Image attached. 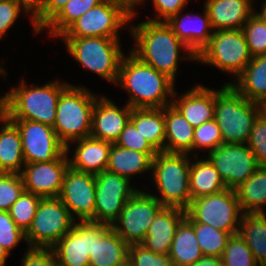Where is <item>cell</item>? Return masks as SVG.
Returning <instances> with one entry per match:
<instances>
[{"instance_id": "cell-52", "label": "cell", "mask_w": 266, "mask_h": 266, "mask_svg": "<svg viewBox=\"0 0 266 266\" xmlns=\"http://www.w3.org/2000/svg\"><path fill=\"white\" fill-rule=\"evenodd\" d=\"M6 74L4 69L0 72V75L6 76ZM6 119H8V92L0 97V122Z\"/></svg>"}, {"instance_id": "cell-34", "label": "cell", "mask_w": 266, "mask_h": 266, "mask_svg": "<svg viewBox=\"0 0 266 266\" xmlns=\"http://www.w3.org/2000/svg\"><path fill=\"white\" fill-rule=\"evenodd\" d=\"M243 213H265L266 167H259L245 182L235 188Z\"/></svg>"}, {"instance_id": "cell-17", "label": "cell", "mask_w": 266, "mask_h": 266, "mask_svg": "<svg viewBox=\"0 0 266 266\" xmlns=\"http://www.w3.org/2000/svg\"><path fill=\"white\" fill-rule=\"evenodd\" d=\"M105 225L90 221L75 222L72 229L52 247L57 266H89L93 237Z\"/></svg>"}, {"instance_id": "cell-57", "label": "cell", "mask_w": 266, "mask_h": 266, "mask_svg": "<svg viewBox=\"0 0 266 266\" xmlns=\"http://www.w3.org/2000/svg\"><path fill=\"white\" fill-rule=\"evenodd\" d=\"M1 63V62H0ZM4 68H2V66L0 65V72L3 70Z\"/></svg>"}, {"instance_id": "cell-56", "label": "cell", "mask_w": 266, "mask_h": 266, "mask_svg": "<svg viewBox=\"0 0 266 266\" xmlns=\"http://www.w3.org/2000/svg\"><path fill=\"white\" fill-rule=\"evenodd\" d=\"M116 266H133L132 261L127 257L124 261H122L120 264Z\"/></svg>"}, {"instance_id": "cell-1", "label": "cell", "mask_w": 266, "mask_h": 266, "mask_svg": "<svg viewBox=\"0 0 266 266\" xmlns=\"http://www.w3.org/2000/svg\"><path fill=\"white\" fill-rule=\"evenodd\" d=\"M129 27L137 46L133 47L131 52L145 64L166 74L174 82L179 57H183L179 56L181 47L189 52L188 55L185 54L184 59L196 61V55L173 33L166 22L147 20Z\"/></svg>"}, {"instance_id": "cell-20", "label": "cell", "mask_w": 266, "mask_h": 266, "mask_svg": "<svg viewBox=\"0 0 266 266\" xmlns=\"http://www.w3.org/2000/svg\"><path fill=\"white\" fill-rule=\"evenodd\" d=\"M185 217L186 210L164 206L155 216L141 244L156 254L168 255L176 229Z\"/></svg>"}, {"instance_id": "cell-10", "label": "cell", "mask_w": 266, "mask_h": 266, "mask_svg": "<svg viewBox=\"0 0 266 266\" xmlns=\"http://www.w3.org/2000/svg\"><path fill=\"white\" fill-rule=\"evenodd\" d=\"M75 222L58 197L41 198L25 241L29 248H52Z\"/></svg>"}, {"instance_id": "cell-43", "label": "cell", "mask_w": 266, "mask_h": 266, "mask_svg": "<svg viewBox=\"0 0 266 266\" xmlns=\"http://www.w3.org/2000/svg\"><path fill=\"white\" fill-rule=\"evenodd\" d=\"M128 257L133 266H173L168 255L156 254L142 244L130 245Z\"/></svg>"}, {"instance_id": "cell-45", "label": "cell", "mask_w": 266, "mask_h": 266, "mask_svg": "<svg viewBox=\"0 0 266 266\" xmlns=\"http://www.w3.org/2000/svg\"><path fill=\"white\" fill-rule=\"evenodd\" d=\"M21 10H24V12L31 16L33 31L39 33L33 23L32 13L21 2L16 0H0V39L13 26Z\"/></svg>"}, {"instance_id": "cell-30", "label": "cell", "mask_w": 266, "mask_h": 266, "mask_svg": "<svg viewBox=\"0 0 266 266\" xmlns=\"http://www.w3.org/2000/svg\"><path fill=\"white\" fill-rule=\"evenodd\" d=\"M130 121L157 151H164V108H132Z\"/></svg>"}, {"instance_id": "cell-3", "label": "cell", "mask_w": 266, "mask_h": 266, "mask_svg": "<svg viewBox=\"0 0 266 266\" xmlns=\"http://www.w3.org/2000/svg\"><path fill=\"white\" fill-rule=\"evenodd\" d=\"M265 106L246 99L230 84L215 90V114L225 144H246Z\"/></svg>"}, {"instance_id": "cell-44", "label": "cell", "mask_w": 266, "mask_h": 266, "mask_svg": "<svg viewBox=\"0 0 266 266\" xmlns=\"http://www.w3.org/2000/svg\"><path fill=\"white\" fill-rule=\"evenodd\" d=\"M24 239L25 233L15 224L9 211H0V244L9 254ZM11 250V251H10Z\"/></svg>"}, {"instance_id": "cell-27", "label": "cell", "mask_w": 266, "mask_h": 266, "mask_svg": "<svg viewBox=\"0 0 266 266\" xmlns=\"http://www.w3.org/2000/svg\"><path fill=\"white\" fill-rule=\"evenodd\" d=\"M158 152H139L112 144L106 170L131 180L132 175L152 169V159Z\"/></svg>"}, {"instance_id": "cell-33", "label": "cell", "mask_w": 266, "mask_h": 266, "mask_svg": "<svg viewBox=\"0 0 266 266\" xmlns=\"http://www.w3.org/2000/svg\"><path fill=\"white\" fill-rule=\"evenodd\" d=\"M239 235L259 265H266V213H243Z\"/></svg>"}, {"instance_id": "cell-13", "label": "cell", "mask_w": 266, "mask_h": 266, "mask_svg": "<svg viewBox=\"0 0 266 266\" xmlns=\"http://www.w3.org/2000/svg\"><path fill=\"white\" fill-rule=\"evenodd\" d=\"M125 177L107 170L95 174V211L90 222L112 225L126 202L138 191Z\"/></svg>"}, {"instance_id": "cell-48", "label": "cell", "mask_w": 266, "mask_h": 266, "mask_svg": "<svg viewBox=\"0 0 266 266\" xmlns=\"http://www.w3.org/2000/svg\"><path fill=\"white\" fill-rule=\"evenodd\" d=\"M21 266H57L52 248H28Z\"/></svg>"}, {"instance_id": "cell-22", "label": "cell", "mask_w": 266, "mask_h": 266, "mask_svg": "<svg viewBox=\"0 0 266 266\" xmlns=\"http://www.w3.org/2000/svg\"><path fill=\"white\" fill-rule=\"evenodd\" d=\"M191 90L176 96L175 91L172 105L185 117V119L195 128L214 119L215 114V90L202 85H195Z\"/></svg>"}, {"instance_id": "cell-7", "label": "cell", "mask_w": 266, "mask_h": 266, "mask_svg": "<svg viewBox=\"0 0 266 266\" xmlns=\"http://www.w3.org/2000/svg\"><path fill=\"white\" fill-rule=\"evenodd\" d=\"M120 38H62L66 49L85 71H92L116 84L122 57Z\"/></svg>"}, {"instance_id": "cell-36", "label": "cell", "mask_w": 266, "mask_h": 266, "mask_svg": "<svg viewBox=\"0 0 266 266\" xmlns=\"http://www.w3.org/2000/svg\"><path fill=\"white\" fill-rule=\"evenodd\" d=\"M195 228L198 244L204 256L220 257L231 234L204 223H191Z\"/></svg>"}, {"instance_id": "cell-16", "label": "cell", "mask_w": 266, "mask_h": 266, "mask_svg": "<svg viewBox=\"0 0 266 266\" xmlns=\"http://www.w3.org/2000/svg\"><path fill=\"white\" fill-rule=\"evenodd\" d=\"M95 174L67 168L59 195L71 216H78L80 222L91 221L95 211ZM75 215H74V214Z\"/></svg>"}, {"instance_id": "cell-12", "label": "cell", "mask_w": 266, "mask_h": 266, "mask_svg": "<svg viewBox=\"0 0 266 266\" xmlns=\"http://www.w3.org/2000/svg\"><path fill=\"white\" fill-rule=\"evenodd\" d=\"M164 206L152 194L138 190L124 205L112 229L130 246L141 244Z\"/></svg>"}, {"instance_id": "cell-55", "label": "cell", "mask_w": 266, "mask_h": 266, "mask_svg": "<svg viewBox=\"0 0 266 266\" xmlns=\"http://www.w3.org/2000/svg\"><path fill=\"white\" fill-rule=\"evenodd\" d=\"M255 14L258 15L266 23V1L262 5L261 11L257 13L255 10Z\"/></svg>"}, {"instance_id": "cell-21", "label": "cell", "mask_w": 266, "mask_h": 266, "mask_svg": "<svg viewBox=\"0 0 266 266\" xmlns=\"http://www.w3.org/2000/svg\"><path fill=\"white\" fill-rule=\"evenodd\" d=\"M181 13L182 11L173 15L166 23L173 33L197 56L213 35L209 14L205 6L203 17L185 14L181 18Z\"/></svg>"}, {"instance_id": "cell-51", "label": "cell", "mask_w": 266, "mask_h": 266, "mask_svg": "<svg viewBox=\"0 0 266 266\" xmlns=\"http://www.w3.org/2000/svg\"><path fill=\"white\" fill-rule=\"evenodd\" d=\"M189 266H223V263L220 257L203 255L194 264Z\"/></svg>"}, {"instance_id": "cell-38", "label": "cell", "mask_w": 266, "mask_h": 266, "mask_svg": "<svg viewBox=\"0 0 266 266\" xmlns=\"http://www.w3.org/2000/svg\"><path fill=\"white\" fill-rule=\"evenodd\" d=\"M223 266H257L253 253L238 234L231 235L221 256Z\"/></svg>"}, {"instance_id": "cell-53", "label": "cell", "mask_w": 266, "mask_h": 266, "mask_svg": "<svg viewBox=\"0 0 266 266\" xmlns=\"http://www.w3.org/2000/svg\"><path fill=\"white\" fill-rule=\"evenodd\" d=\"M21 2L33 14L39 7L42 0H16Z\"/></svg>"}, {"instance_id": "cell-37", "label": "cell", "mask_w": 266, "mask_h": 266, "mask_svg": "<svg viewBox=\"0 0 266 266\" xmlns=\"http://www.w3.org/2000/svg\"><path fill=\"white\" fill-rule=\"evenodd\" d=\"M40 200L41 197L24 190L9 209L11 218L24 233L32 224Z\"/></svg>"}, {"instance_id": "cell-4", "label": "cell", "mask_w": 266, "mask_h": 266, "mask_svg": "<svg viewBox=\"0 0 266 266\" xmlns=\"http://www.w3.org/2000/svg\"><path fill=\"white\" fill-rule=\"evenodd\" d=\"M96 99L86 88L71 84L60 94L53 128L67 154L71 142L90 136Z\"/></svg>"}, {"instance_id": "cell-47", "label": "cell", "mask_w": 266, "mask_h": 266, "mask_svg": "<svg viewBox=\"0 0 266 266\" xmlns=\"http://www.w3.org/2000/svg\"><path fill=\"white\" fill-rule=\"evenodd\" d=\"M69 0H42L37 10L32 14L36 29L43 28L62 10Z\"/></svg>"}, {"instance_id": "cell-54", "label": "cell", "mask_w": 266, "mask_h": 266, "mask_svg": "<svg viewBox=\"0 0 266 266\" xmlns=\"http://www.w3.org/2000/svg\"><path fill=\"white\" fill-rule=\"evenodd\" d=\"M9 256V252L0 244V266H5L6 259Z\"/></svg>"}, {"instance_id": "cell-46", "label": "cell", "mask_w": 266, "mask_h": 266, "mask_svg": "<svg viewBox=\"0 0 266 266\" xmlns=\"http://www.w3.org/2000/svg\"><path fill=\"white\" fill-rule=\"evenodd\" d=\"M114 144L118 145L119 147H124L139 152H157L142 136V134L137 130L131 121H129L126 127L121 131Z\"/></svg>"}, {"instance_id": "cell-32", "label": "cell", "mask_w": 266, "mask_h": 266, "mask_svg": "<svg viewBox=\"0 0 266 266\" xmlns=\"http://www.w3.org/2000/svg\"><path fill=\"white\" fill-rule=\"evenodd\" d=\"M190 165L189 190L192 200L201 196L219 193L227 187L214 165L206 159H198Z\"/></svg>"}, {"instance_id": "cell-42", "label": "cell", "mask_w": 266, "mask_h": 266, "mask_svg": "<svg viewBox=\"0 0 266 266\" xmlns=\"http://www.w3.org/2000/svg\"><path fill=\"white\" fill-rule=\"evenodd\" d=\"M261 167H266V110L256 119L246 143Z\"/></svg>"}, {"instance_id": "cell-41", "label": "cell", "mask_w": 266, "mask_h": 266, "mask_svg": "<svg viewBox=\"0 0 266 266\" xmlns=\"http://www.w3.org/2000/svg\"><path fill=\"white\" fill-rule=\"evenodd\" d=\"M223 144V137L221 130L215 121L212 119L206 121L194 129V139H193V151L195 149L205 148L210 152L216 147Z\"/></svg>"}, {"instance_id": "cell-25", "label": "cell", "mask_w": 266, "mask_h": 266, "mask_svg": "<svg viewBox=\"0 0 266 266\" xmlns=\"http://www.w3.org/2000/svg\"><path fill=\"white\" fill-rule=\"evenodd\" d=\"M129 245L106 224L94 237L89 266H116L128 257Z\"/></svg>"}, {"instance_id": "cell-11", "label": "cell", "mask_w": 266, "mask_h": 266, "mask_svg": "<svg viewBox=\"0 0 266 266\" xmlns=\"http://www.w3.org/2000/svg\"><path fill=\"white\" fill-rule=\"evenodd\" d=\"M132 19L121 6L103 0L74 21L59 38H118L119 29Z\"/></svg>"}, {"instance_id": "cell-6", "label": "cell", "mask_w": 266, "mask_h": 266, "mask_svg": "<svg viewBox=\"0 0 266 266\" xmlns=\"http://www.w3.org/2000/svg\"><path fill=\"white\" fill-rule=\"evenodd\" d=\"M190 159L187 153L158 152L152 159V175L159 191L153 195L167 207L186 210L192 201L189 190Z\"/></svg>"}, {"instance_id": "cell-49", "label": "cell", "mask_w": 266, "mask_h": 266, "mask_svg": "<svg viewBox=\"0 0 266 266\" xmlns=\"http://www.w3.org/2000/svg\"><path fill=\"white\" fill-rule=\"evenodd\" d=\"M188 0H153L154 9L157 11L156 19H148L153 22H166L170 17L178 14L185 8Z\"/></svg>"}, {"instance_id": "cell-14", "label": "cell", "mask_w": 266, "mask_h": 266, "mask_svg": "<svg viewBox=\"0 0 266 266\" xmlns=\"http://www.w3.org/2000/svg\"><path fill=\"white\" fill-rule=\"evenodd\" d=\"M207 159L219 172L227 188L235 189L260 167L247 144H225L208 152Z\"/></svg>"}, {"instance_id": "cell-28", "label": "cell", "mask_w": 266, "mask_h": 266, "mask_svg": "<svg viewBox=\"0 0 266 266\" xmlns=\"http://www.w3.org/2000/svg\"><path fill=\"white\" fill-rule=\"evenodd\" d=\"M238 81L230 84L246 99L266 105V54L253 57L244 71L237 77Z\"/></svg>"}, {"instance_id": "cell-15", "label": "cell", "mask_w": 266, "mask_h": 266, "mask_svg": "<svg viewBox=\"0 0 266 266\" xmlns=\"http://www.w3.org/2000/svg\"><path fill=\"white\" fill-rule=\"evenodd\" d=\"M11 121L20 132L25 163L54 161L66 151L52 126L30 120Z\"/></svg>"}, {"instance_id": "cell-24", "label": "cell", "mask_w": 266, "mask_h": 266, "mask_svg": "<svg viewBox=\"0 0 266 266\" xmlns=\"http://www.w3.org/2000/svg\"><path fill=\"white\" fill-rule=\"evenodd\" d=\"M74 157L68 158L69 166L75 170L98 174L106 170L113 143L91 136L74 141Z\"/></svg>"}, {"instance_id": "cell-39", "label": "cell", "mask_w": 266, "mask_h": 266, "mask_svg": "<svg viewBox=\"0 0 266 266\" xmlns=\"http://www.w3.org/2000/svg\"><path fill=\"white\" fill-rule=\"evenodd\" d=\"M242 30L252 57L266 54V23L254 13Z\"/></svg>"}, {"instance_id": "cell-35", "label": "cell", "mask_w": 266, "mask_h": 266, "mask_svg": "<svg viewBox=\"0 0 266 266\" xmlns=\"http://www.w3.org/2000/svg\"><path fill=\"white\" fill-rule=\"evenodd\" d=\"M103 0H69L62 10L43 28L50 36H60L74 21Z\"/></svg>"}, {"instance_id": "cell-23", "label": "cell", "mask_w": 266, "mask_h": 266, "mask_svg": "<svg viewBox=\"0 0 266 266\" xmlns=\"http://www.w3.org/2000/svg\"><path fill=\"white\" fill-rule=\"evenodd\" d=\"M205 7L213 31L242 29L255 13L253 0H206Z\"/></svg>"}, {"instance_id": "cell-31", "label": "cell", "mask_w": 266, "mask_h": 266, "mask_svg": "<svg viewBox=\"0 0 266 266\" xmlns=\"http://www.w3.org/2000/svg\"><path fill=\"white\" fill-rule=\"evenodd\" d=\"M168 256L171 258L173 266H189L203 256L195 228L186 218L176 229Z\"/></svg>"}, {"instance_id": "cell-9", "label": "cell", "mask_w": 266, "mask_h": 266, "mask_svg": "<svg viewBox=\"0 0 266 266\" xmlns=\"http://www.w3.org/2000/svg\"><path fill=\"white\" fill-rule=\"evenodd\" d=\"M242 29L213 31L209 43L196 56V61L216 66L236 78L252 60Z\"/></svg>"}, {"instance_id": "cell-26", "label": "cell", "mask_w": 266, "mask_h": 266, "mask_svg": "<svg viewBox=\"0 0 266 266\" xmlns=\"http://www.w3.org/2000/svg\"><path fill=\"white\" fill-rule=\"evenodd\" d=\"M164 152L191 153L193 151L194 127L172 104L164 107Z\"/></svg>"}, {"instance_id": "cell-19", "label": "cell", "mask_w": 266, "mask_h": 266, "mask_svg": "<svg viewBox=\"0 0 266 266\" xmlns=\"http://www.w3.org/2000/svg\"><path fill=\"white\" fill-rule=\"evenodd\" d=\"M131 111L129 105L125 104L123 108H119L109 98L101 95L94 104L90 136L115 143L130 121Z\"/></svg>"}, {"instance_id": "cell-18", "label": "cell", "mask_w": 266, "mask_h": 266, "mask_svg": "<svg viewBox=\"0 0 266 266\" xmlns=\"http://www.w3.org/2000/svg\"><path fill=\"white\" fill-rule=\"evenodd\" d=\"M23 167L20 174L26 191L41 198L59 197L69 167L66 151L54 161L26 163Z\"/></svg>"}, {"instance_id": "cell-40", "label": "cell", "mask_w": 266, "mask_h": 266, "mask_svg": "<svg viewBox=\"0 0 266 266\" xmlns=\"http://www.w3.org/2000/svg\"><path fill=\"white\" fill-rule=\"evenodd\" d=\"M24 190L21 174L0 173V211H9Z\"/></svg>"}, {"instance_id": "cell-29", "label": "cell", "mask_w": 266, "mask_h": 266, "mask_svg": "<svg viewBox=\"0 0 266 266\" xmlns=\"http://www.w3.org/2000/svg\"><path fill=\"white\" fill-rule=\"evenodd\" d=\"M0 127V173L20 174L25 165L22 140L17 126L8 118Z\"/></svg>"}, {"instance_id": "cell-2", "label": "cell", "mask_w": 266, "mask_h": 266, "mask_svg": "<svg viewBox=\"0 0 266 266\" xmlns=\"http://www.w3.org/2000/svg\"><path fill=\"white\" fill-rule=\"evenodd\" d=\"M129 53L121 59L116 82L129 93L126 104L131 108H164L172 104L167 98H173L175 82Z\"/></svg>"}, {"instance_id": "cell-8", "label": "cell", "mask_w": 266, "mask_h": 266, "mask_svg": "<svg viewBox=\"0 0 266 266\" xmlns=\"http://www.w3.org/2000/svg\"><path fill=\"white\" fill-rule=\"evenodd\" d=\"M243 212L235 189L193 199L186 209L190 223H204L231 235L238 234Z\"/></svg>"}, {"instance_id": "cell-50", "label": "cell", "mask_w": 266, "mask_h": 266, "mask_svg": "<svg viewBox=\"0 0 266 266\" xmlns=\"http://www.w3.org/2000/svg\"><path fill=\"white\" fill-rule=\"evenodd\" d=\"M110 1L121 6L130 16L134 18L136 15V12L134 11L135 6L143 3L144 0H110Z\"/></svg>"}, {"instance_id": "cell-5", "label": "cell", "mask_w": 266, "mask_h": 266, "mask_svg": "<svg viewBox=\"0 0 266 266\" xmlns=\"http://www.w3.org/2000/svg\"><path fill=\"white\" fill-rule=\"evenodd\" d=\"M27 87L22 80L18 87L8 91V118L30 120L54 126L60 94L70 85L58 80L46 85Z\"/></svg>"}]
</instances>
